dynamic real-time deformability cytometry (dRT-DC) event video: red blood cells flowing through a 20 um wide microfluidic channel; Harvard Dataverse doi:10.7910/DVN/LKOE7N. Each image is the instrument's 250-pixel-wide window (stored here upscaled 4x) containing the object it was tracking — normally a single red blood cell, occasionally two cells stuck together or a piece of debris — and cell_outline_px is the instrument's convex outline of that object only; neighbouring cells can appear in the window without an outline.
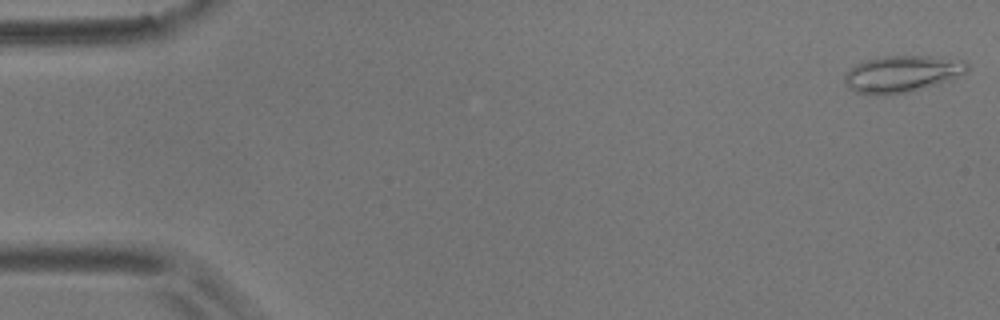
{"species": "common noctule bat (a hibernating species)", "species_latin": "Nyctalus noctula", "temperature_condition": "room temperature", "stored_images_in_passage": 58, "camera_frame_rate_fps": 3000, "um_per_image_px": 0.085, "animal": {"sex": "male", "body_mass_g": 17.9}, "frame": {"image": 1, "passage_image": 1, "time_ms": 0.0, "image_size_px": [1000, 320], "cell_outline_px": [[968, 72], [952, 80], [908, 92], [884, 96], [876, 96], [856, 92], [844, 80], [844, 76], [856, 64], [864, 60], [884, 56], [932, 56], [964, 60], [968, 64]], "centroid_in_image_um": [76.72, 6.28], "position_along_channel_um": 8.3, "area_um2": 26.36}}
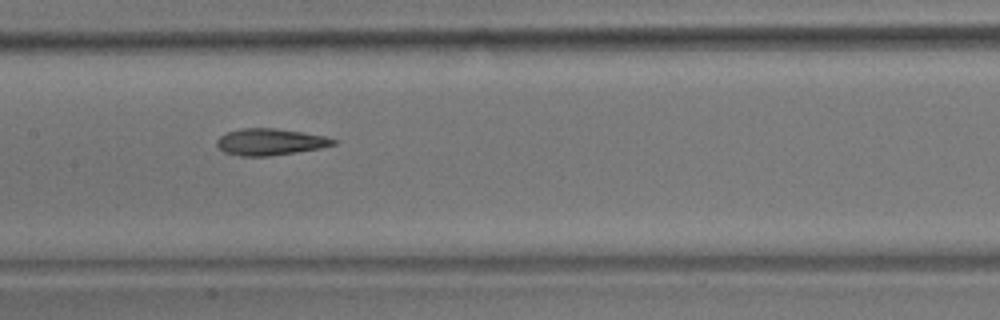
{"frame": {"image": 2, "passage_image": 28, "time_ms": 9.0, "image_size_px": [1000, 320], "cell_outline_px": [[336, 144], [320, 148], [296, 152], [268, 156], [240, 156], [224, 152], [216, 144], [216, 140], [220, 136], [228, 132], [240, 128], [276, 128], [324, 136], [336, 140]], "centroid_in_image_um": [22.93, 12.06], "position_along_channel_um": 184.5, "area_um2": 17.92}}
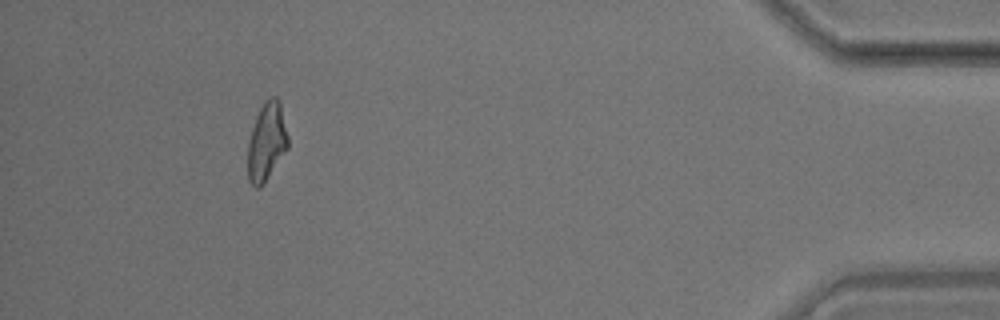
{"frame": {"image": 3, "passage_image": 53, "time_ms": 17.333, "image_size_px": [1000, 320], "cell_outline_px": [[288, 148], [264, 184], [260, 188], [256, 188], [248, 180], [248, 144], [252, 128], [256, 116], [264, 100], [272, 96], [276, 96], [280, 100], [288, 136]], "centroid_in_image_um": [22.67, 12.04], "position_along_channel_um": 412.5, "area_um2": 18.44}, "authors_computed_cell_mechanics": {"area_um2": 18.4671, "velocity_mm_per_s": 3.4637, "shape_relaxation_time_tau1_ms": null, "shape_relaxation_time_tau2_ms": 3.7163, "deformation_change_tau1": null, "deformation_change_tau2": 0.1052}}